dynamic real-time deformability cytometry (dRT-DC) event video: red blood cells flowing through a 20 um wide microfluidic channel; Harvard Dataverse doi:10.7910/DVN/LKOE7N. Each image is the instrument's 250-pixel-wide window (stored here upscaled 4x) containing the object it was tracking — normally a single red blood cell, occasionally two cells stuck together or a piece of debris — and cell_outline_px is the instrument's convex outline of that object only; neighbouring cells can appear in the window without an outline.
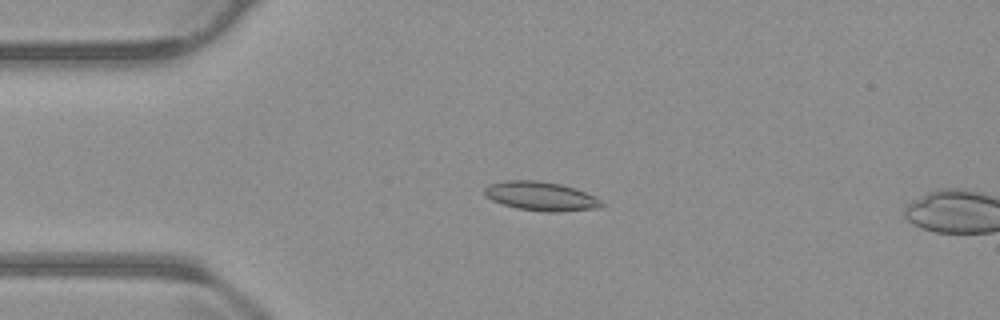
{"species": "common noctule bat (a hibernating species)", "species_latin": "Nyctalus noctula", "temperature_condition": "warm", "stored_images_in_passage": 5, "camera_frame_rate_fps": 3000, "um_per_image_px": 0.085, "animal": {"sex": "male", "body_mass_g": 23.1, "forearm_length_mm": 52.7}, "frame": {"image": 1, "passage_image": 3, "time_ms": 0.667, "image_size_px": [1000, 320], "cell_outline_px": [[604, 204], [596, 208], [560, 212], [544, 212], [516, 208], [492, 200], [484, 196], [484, 188], [488, 184], [504, 180], [540, 180], [560, 184], [576, 188], [600, 200]], "centroid_in_image_um": [45.92, 16.67], "position_along_channel_um": 39.1, "area_um2": 19.83}}